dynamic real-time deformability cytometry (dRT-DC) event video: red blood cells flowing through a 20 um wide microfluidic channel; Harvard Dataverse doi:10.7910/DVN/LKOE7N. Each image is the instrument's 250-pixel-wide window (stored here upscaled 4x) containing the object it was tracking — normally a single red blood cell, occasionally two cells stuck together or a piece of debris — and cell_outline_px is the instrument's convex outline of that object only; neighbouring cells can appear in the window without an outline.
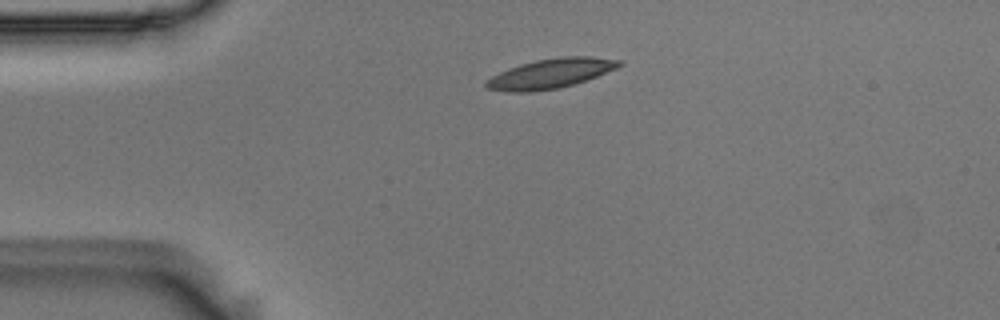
{"species": "Egyptian fruit bat (a non-hibernating species)", "species_latin": "Rousettus aegyptiacus", "temperature_condition": "room temperature", "stored_images_in_passage": 2, "camera_frame_rate_fps": 3000, "um_per_image_px": 0.085, "animal": {"sex": "male"}, "frame": {"image": 1, "passage_image": 1, "time_ms": 0.0, "image_size_px": [1000, 320], "cell_outline_px": [[624, 64], [616, 68], [596, 76], [572, 84], [556, 88], [532, 92], [508, 92], [488, 88], [484, 84], [484, 80], [508, 68], [520, 64], [536, 60], [556, 56], [592, 56], [620, 60]], "centroid_in_image_um": [46.77, 6.23], "position_along_channel_um": 38.2, "area_um2": 22.89}}